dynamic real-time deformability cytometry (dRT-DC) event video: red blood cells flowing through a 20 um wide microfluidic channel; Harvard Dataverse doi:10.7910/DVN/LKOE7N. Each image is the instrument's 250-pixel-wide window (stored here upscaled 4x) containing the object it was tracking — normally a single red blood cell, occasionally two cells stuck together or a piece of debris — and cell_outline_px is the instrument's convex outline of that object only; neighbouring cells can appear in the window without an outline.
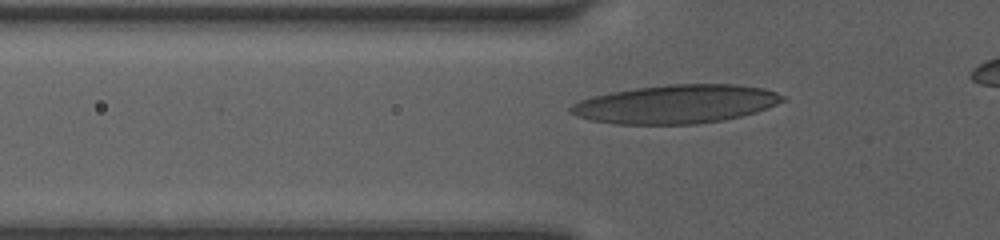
{"species": "human", "species_latin": "Homo sapiens", "temperature_condition": "room temperature", "stored_images_in_passage": 33, "camera_frame_rate_fps": 3000, "um_per_image_px": 0.085, "donor": {"sex": "female"}, "frame": {"image": 1, "passage_image": 7, "time_ms": 2.0, "image_size_px": [1000, 240], "cell_outline_px": [[788, 96], [784, 100], [768, 108], [756, 112], [724, 120], [696, 124], [616, 124], [592, 120], [576, 116], [568, 112], [568, 108], [572, 104], [580, 100], [592, 96], [612, 92], [636, 88], [668, 84], [736, 84], [764, 88]], "centroid_in_image_um": [57.47, 8.84], "position_along_channel_um": 68.3, "area_um2": 47.8}}
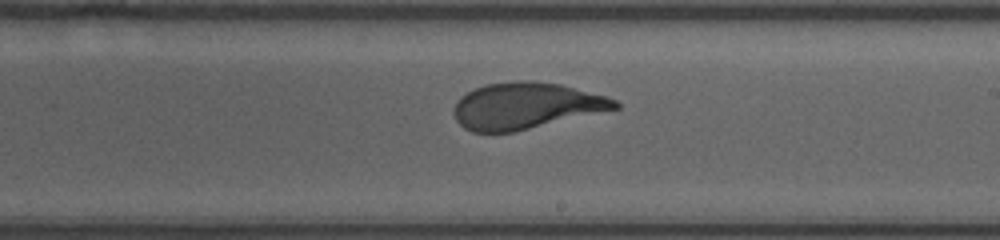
{"frame": {"image": 2, "passage_image": 20, "time_ms": 6.333, "image_size_px": [1000, 240], "cell_outline_px": [[620, 108], [512, 132], [472, 132], [464, 128], [456, 120], [456, 100], [460, 96], [476, 88], [488, 84], [512, 80], [532, 80], [560, 84], [608, 96], [616, 100], [620, 104]], "centroid_in_image_um": [44.73, 8.98], "position_along_channel_um": 244.3, "area_um2": 43.35}}
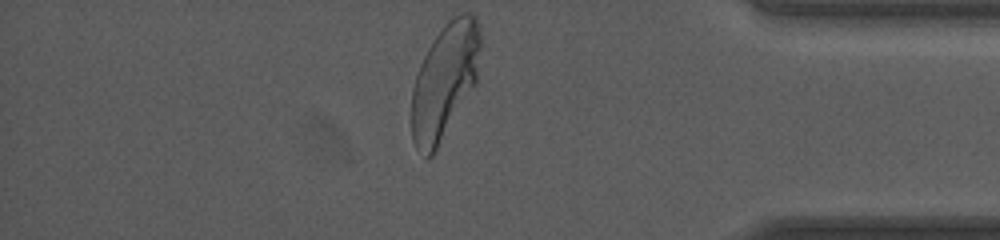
{"frame": {"image": 3, "passage_image": 33, "time_ms": 10.667, "image_size_px": [1000, 240], "cell_outline_px": [[480, 48], [476, 84], [432, 156], [428, 160], [416, 148], [412, 140], [412, 88], [420, 64], [428, 48], [436, 36], [448, 20], [452, 16], [460, 12], [468, 12], [476, 16], [480, 28]], "centroid_in_image_um": [37.8, 6.88], "position_along_channel_um": 397.4, "area_um2": 46.18}, "authors_computed_cell_mechanics": {"area_um2": 44.5638, "velocity_mm_per_s": 4.0887, "shape_relaxation_time_tau1_ms": 3.9404, "shape_relaxation_time_tau2_ms": null, "deformation_change_tau1": 0.2224, "deformation_change_tau2": null}}